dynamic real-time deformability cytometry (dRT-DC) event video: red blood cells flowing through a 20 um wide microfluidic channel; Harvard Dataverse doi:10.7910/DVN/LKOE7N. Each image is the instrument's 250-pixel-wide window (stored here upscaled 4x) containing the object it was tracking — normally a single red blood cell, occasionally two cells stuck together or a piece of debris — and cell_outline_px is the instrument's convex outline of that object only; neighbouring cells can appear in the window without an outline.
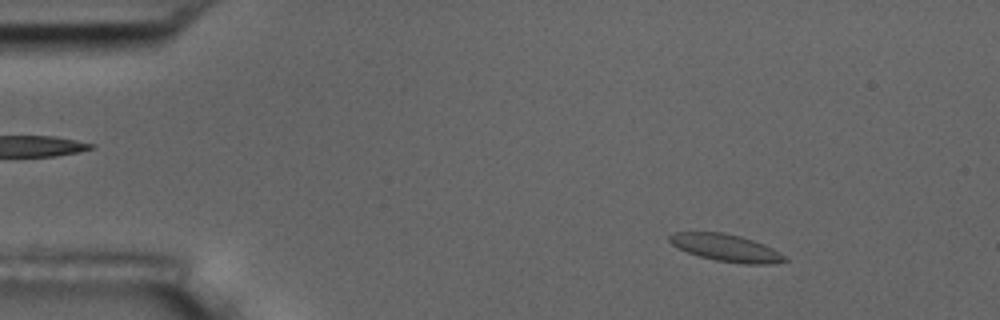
{"species": "common noctule bat (a hibernating species)", "species_latin": "Nyctalus noctula", "temperature_condition": "room temperature", "stored_images_in_passage": 55, "camera_frame_rate_fps": 3000, "um_per_image_px": 0.085, "animal": {"sex": "male", "body_mass_g": 17.5, "forearm_length_mm": 52.3}, "frame": {"image": 1, "passage_image": 7, "time_ms": 2.0, "image_size_px": [1000, 320], "cell_outline_px": [[788, 260], [768, 264], [744, 264], [716, 260], [700, 256], [688, 252], [672, 244], [668, 240], [668, 236], [672, 232], [724, 232], [740, 236], [764, 244], [788, 256]], "centroid_in_image_um": [61.73, 21.06], "position_along_channel_um": 23.3, "area_um2": 18.21}}
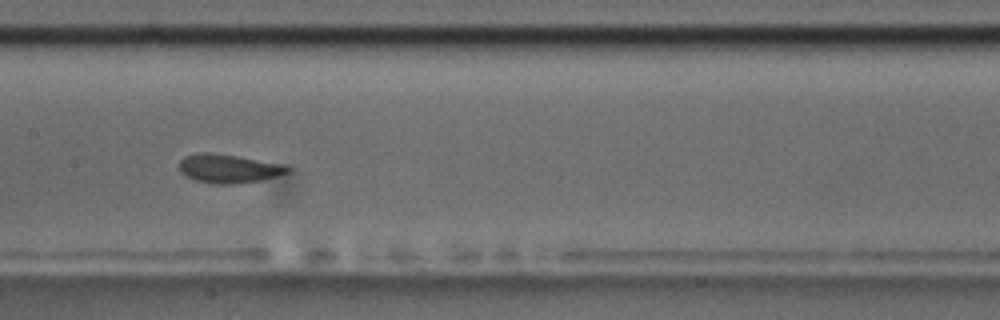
{"frame": {"image": 2, "passage_image": 27, "time_ms": 8.667, "image_size_px": [1000, 320], "cell_outline_px": [[292, 168], [288, 172], [276, 176], [260, 180], [232, 184], [212, 184], [196, 180], [180, 172], [180, 160], [184, 156], [204, 152], [208, 152], [236, 156], [284, 164]], "centroid_in_image_um": [19.44, 14.33], "position_along_channel_um": 188.0, "area_um2": 17.92}}
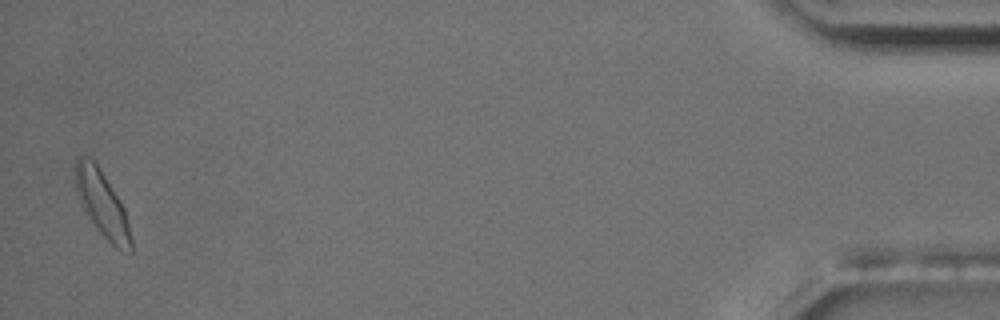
{"frame": {"image": 3, "passage_image": 54, "time_ms": 17.667, "image_size_px": [1000, 320], "cell_outline_px": [[132, 252], [120, 252], [100, 232], [84, 208], [80, 200], [76, 188], [72, 168], [76, 160], [80, 156], [84, 156], [92, 160], [100, 168], [120, 200], [124, 208], [132, 240]], "centroid_in_image_um": [8.68, 17.31], "position_along_channel_um": 426.5, "area_um2": 21.04}, "authors_computed_cell_mechanics": {"area_um2": 17.918, "velocity_mm_per_s": 3.6274, "shape_relaxation_time_tau1_ms": 5.8797, "shape_relaxation_time_tau2_ms": null, "deformation_change_tau1": 0.169, "deformation_change_tau2": null}}